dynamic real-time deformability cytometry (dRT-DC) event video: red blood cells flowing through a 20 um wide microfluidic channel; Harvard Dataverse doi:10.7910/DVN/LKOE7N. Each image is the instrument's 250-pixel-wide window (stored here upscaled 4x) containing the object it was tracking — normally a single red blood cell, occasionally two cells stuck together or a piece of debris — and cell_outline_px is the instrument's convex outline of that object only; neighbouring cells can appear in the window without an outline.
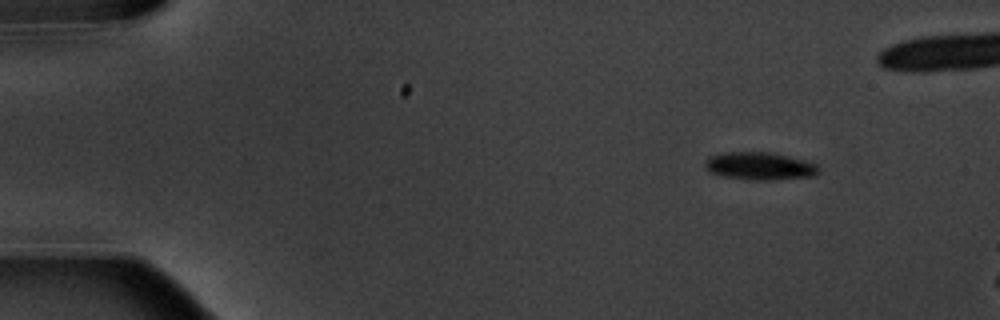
{"species": "common noctule bat (a hibernating species)", "species_latin": "Nyctalus noctula", "temperature_condition": "warm", "stored_images_in_passage": 4, "camera_frame_rate_fps": 3000, "um_per_image_px": 0.085, "animal": {"sex": "male", "body_mass_g": 20.1, "forearm_length_mm": 53.5}, "frame": {"image": 1, "passage_image": 1, "time_ms": 0.0, "image_size_px": [1000, 320], "cell_outline_px": [[820, 172], [812, 176], [776, 180], [748, 180], [720, 176], [708, 172], [704, 168], [704, 160], [708, 156], [724, 152], [772, 152], [804, 160], [816, 164], [820, 168]], "centroid_in_image_um": [64.51, 14.12], "position_along_channel_um": 20.5, "area_um2": 18.79}}